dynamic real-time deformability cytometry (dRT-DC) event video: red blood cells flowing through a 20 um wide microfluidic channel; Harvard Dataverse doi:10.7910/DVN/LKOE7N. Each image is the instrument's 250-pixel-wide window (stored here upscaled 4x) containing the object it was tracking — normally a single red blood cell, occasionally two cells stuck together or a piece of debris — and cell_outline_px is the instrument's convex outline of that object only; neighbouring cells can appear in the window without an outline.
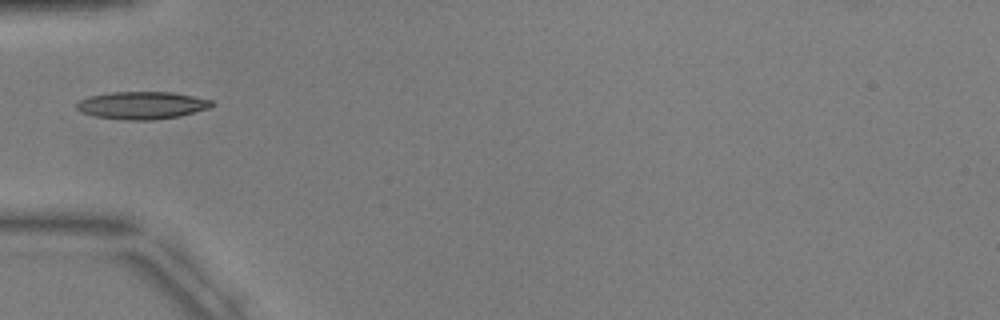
{"species": "common noctule bat (a hibernating species)", "species_latin": "Nyctalus noctula", "temperature_condition": "warm", "stored_images_in_passage": 2, "camera_frame_rate_fps": 3000, "um_per_image_px": 0.085, "animal": {"sex": "male", "body_mass_g": 17.9, "forearm_length_mm": 54.2}, "frame": {"image": 1, "passage_image": 1, "time_ms": 0.0, "image_size_px": [1000, 320], "cell_outline_px": [[216, 104], [208, 108], [180, 116], [152, 120], [124, 120], [96, 116], [80, 112], [76, 108], [76, 104], [80, 100], [88, 96], [112, 92], [172, 92], [212, 100]], "centroid_in_image_um": [12.06, 8.95], "position_along_channel_um": 72.9, "area_um2": 21.68}}
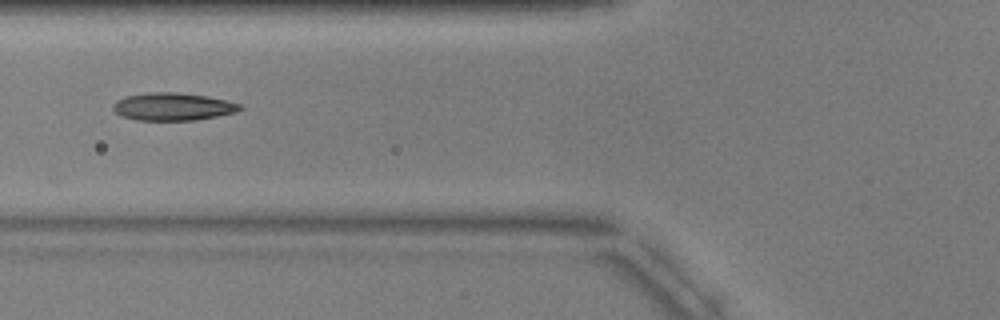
{"frame": {"image": 2, "passage_image": 2, "time_ms": 1.0, "image_size_px": [1000, 320], "cell_outline_px": [[244, 108], [236, 112], [196, 120], [136, 120], [124, 116], [116, 112], [112, 108], [112, 104], [116, 100], [128, 96], [152, 92], [176, 92], [208, 96], [240, 104]], "centroid_in_image_um": [14.7, 9.06], "position_along_channel_um": 111.1, "area_um2": 20.29}}